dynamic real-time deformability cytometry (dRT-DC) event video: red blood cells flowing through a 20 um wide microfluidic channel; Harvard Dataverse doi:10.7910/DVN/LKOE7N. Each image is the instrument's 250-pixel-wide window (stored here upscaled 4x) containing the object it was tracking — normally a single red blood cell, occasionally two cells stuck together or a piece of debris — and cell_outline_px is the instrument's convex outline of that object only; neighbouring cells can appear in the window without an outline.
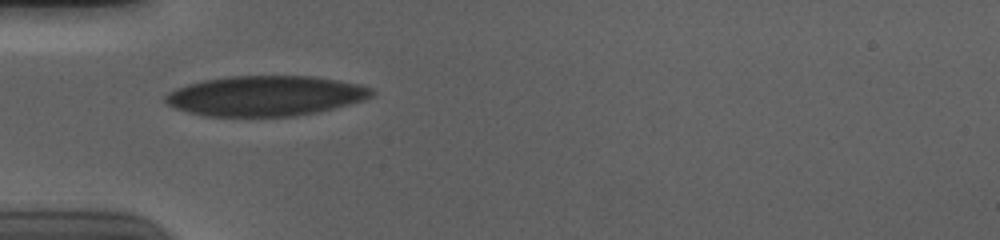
{"species": "human", "species_latin": "Homo sapiens", "temperature_condition": "cold", "stored_images_in_passage": 39, "camera_frame_rate_fps": 3000, "um_per_image_px": 0.085, "donor": {"sex": "male"}, "frame": {"image": 1, "passage_image": 1, "time_ms": 0.0, "image_size_px": [1000, 240], "cell_outline_px": [[376, 92], [372, 96], [364, 100], [316, 112], [296, 116], [204, 116], [172, 108], [164, 100], [164, 96], [168, 92], [176, 88], [188, 84], [204, 80], [228, 76], [312, 76], [360, 84], [372, 88]], "centroid_in_image_um": [22.54, 8.15], "position_along_channel_um": 62.5, "area_um2": 48.32}}
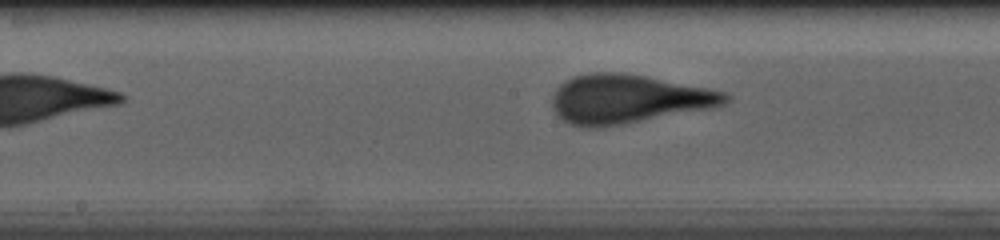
{"frame": {"image": 2, "passage_image": 12, "time_ms": 3.667, "image_size_px": [1000, 240], "cell_outline_px": [[732, 100], [720, 108], [600, 128], [580, 128], [568, 124], [556, 116], [552, 108], [552, 96], [556, 88], [564, 80], [572, 76], [592, 72], [624, 72], [648, 76], [708, 88], [724, 92], [732, 96]], "centroid_in_image_um": [53.42, 8.43], "position_along_channel_um": 194.8, "area_um2": 50.81}}
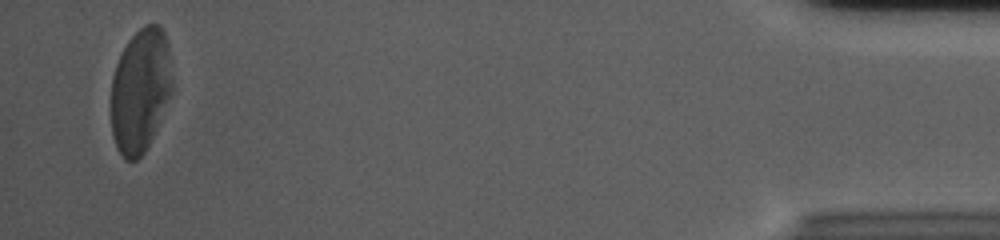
{"frame": {"image": 3, "passage_image": 37, "time_ms": 12.0, "image_size_px": [1000, 240], "cell_outline_px": [[172, 92], [156, 128], [144, 152], [136, 160], [124, 160], [116, 148], [112, 136], [112, 76], [116, 64], [128, 40], [144, 24], [160, 24], [164, 32], [168, 44], [172, 80]], "centroid_in_image_um": [11.93, 7.67], "position_along_channel_um": 423.3, "area_um2": 44.04}, "authors_computed_cell_mechanics": {"area_um2": 47.685, "velocity_mm_per_s": 3.6924, "shape_relaxation_time_tau1_ms": 4.0043, "shape_relaxation_time_tau2_ms": null, "deformation_change_tau1": 0.1765, "deformation_change_tau2": null}}